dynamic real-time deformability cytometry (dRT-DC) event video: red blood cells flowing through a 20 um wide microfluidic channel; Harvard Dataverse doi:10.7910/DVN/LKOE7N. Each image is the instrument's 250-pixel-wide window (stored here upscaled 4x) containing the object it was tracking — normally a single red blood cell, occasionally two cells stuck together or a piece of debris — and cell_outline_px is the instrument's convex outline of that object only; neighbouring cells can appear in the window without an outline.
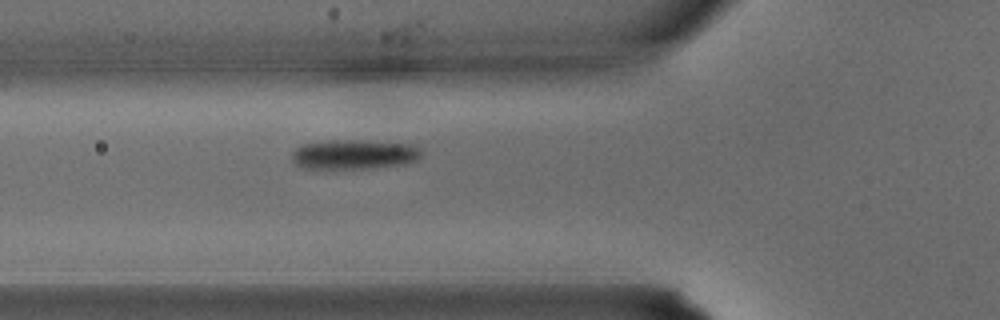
{"species": "common noctule bat (a hibernating species)", "species_latin": "Nyctalus noctula", "temperature_condition": "warm", "stored_images_in_passage": 25, "camera_frame_rate_fps": 3000, "um_per_image_px": 0.085, "animal": {"sex": "male", "body_mass_g": 15.6}, "frame": {"image": 1, "passage_image": 6, "time_ms": 1.667, "image_size_px": [1000, 320], "cell_outline_px": [[424, 152], [416, 160], [404, 164], [368, 168], [300, 168], [292, 160], [292, 152], [300, 144], [328, 140], [368, 140], [412, 144], [420, 148]], "centroid_in_image_um": [30.1, 13.1], "position_along_channel_um": 95.7, "area_um2": 22.6}}
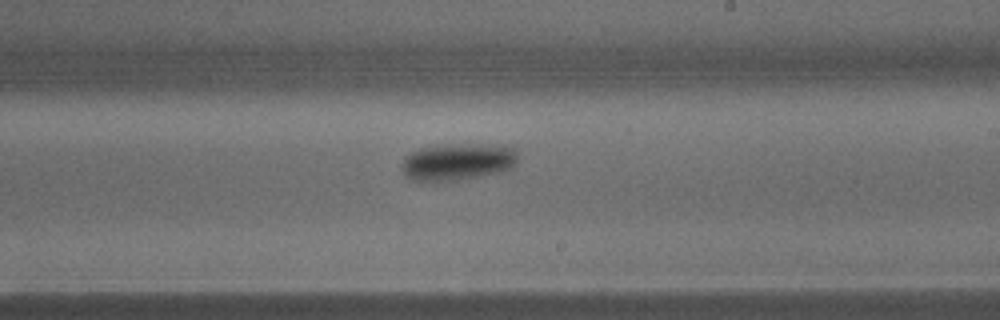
{"frame": {"image": 2, "passage_image": 14, "time_ms": 4.333, "image_size_px": [1000, 320], "cell_outline_px": [[516, 160], [512, 168], [500, 172], [460, 180], [420, 184], [408, 180], [404, 176], [400, 168], [400, 164], [412, 152], [420, 148], [448, 144], [500, 144], [516, 148]], "centroid_in_image_um": [38.84, 13.79], "position_along_channel_um": 250.2, "area_um2": 25.95}}
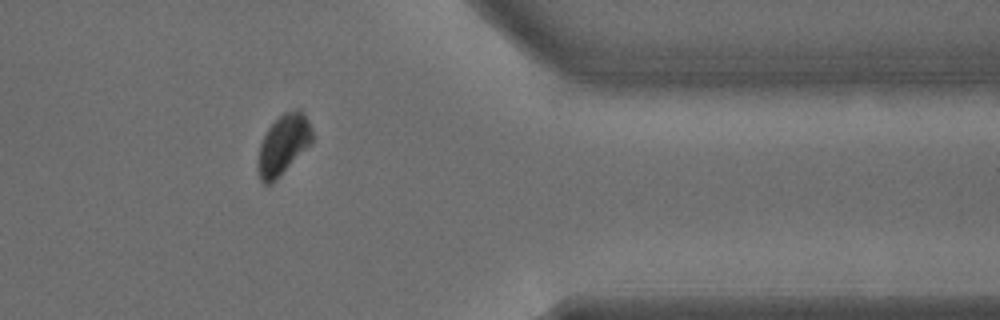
{"frame": {"image": 3, "passage_image": 22, "time_ms": 7.0, "image_size_px": [1000, 320], "cell_outline_px": [[312, 144], [272, 184], [264, 184], [260, 180], [256, 168], [256, 164], [260, 144], [268, 128], [284, 112], [296, 108], [300, 108], [304, 112], [312, 128]], "centroid_in_image_um": [24.08, 12.31], "position_along_channel_um": 387.3, "area_um2": 19.36}}